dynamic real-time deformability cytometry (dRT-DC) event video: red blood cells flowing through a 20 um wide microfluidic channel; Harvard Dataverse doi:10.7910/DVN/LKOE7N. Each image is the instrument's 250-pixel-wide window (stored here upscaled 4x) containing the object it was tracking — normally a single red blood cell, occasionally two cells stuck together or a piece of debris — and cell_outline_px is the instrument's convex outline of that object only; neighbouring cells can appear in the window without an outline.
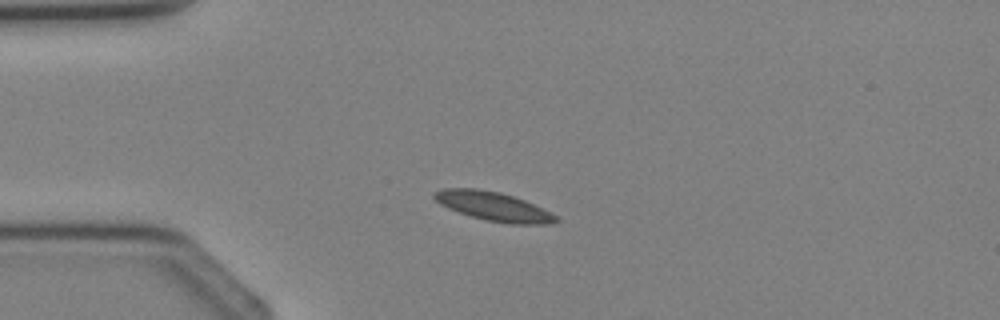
{"species": "Egyptian fruit bat (a non-hibernating species)", "species_latin": "Rousettus aegyptiacus", "temperature_condition": "cold", "stored_images_in_passage": 4, "camera_frame_rate_fps": 3000, "um_per_image_px": 0.085, "animal": {"sex": "female"}, "frame": {"image": 1, "passage_image": 4, "time_ms": 3.333, "image_size_px": [1000, 320], "cell_outline_px": [[560, 220], [548, 224], [508, 224], [488, 220], [472, 216], [448, 208], [440, 204], [432, 196], [432, 192], [444, 188], [476, 188], [500, 192], [524, 200], [560, 216]], "centroid_in_image_um": [41.96, 17.54], "position_along_channel_um": 43.0, "area_um2": 20.52}}